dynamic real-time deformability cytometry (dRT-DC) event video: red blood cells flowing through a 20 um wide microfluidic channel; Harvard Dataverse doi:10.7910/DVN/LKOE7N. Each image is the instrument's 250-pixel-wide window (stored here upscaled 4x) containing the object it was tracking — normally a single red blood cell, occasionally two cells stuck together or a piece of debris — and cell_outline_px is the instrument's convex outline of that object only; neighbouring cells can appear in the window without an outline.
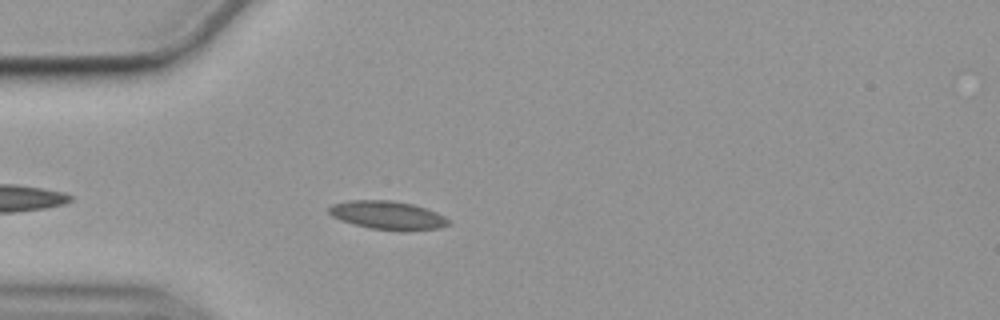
{"species": "common noctule bat (a hibernating species)", "species_latin": "Nyctalus noctula", "temperature_condition": "cold", "stored_images_in_passage": 40, "camera_frame_rate_fps": 3000, "um_per_image_px": 0.085, "animal": {"sex": "female", "body_mass_g": 19.9}, "frame": {"image": 1, "passage_image": 6, "time_ms": 1.667, "image_size_px": [1000, 320], "cell_outline_px": [[448, 224], [440, 228], [372, 228], [340, 220], [332, 216], [328, 212], [328, 208], [332, 204], [348, 200], [392, 200], [412, 204], [436, 212], [444, 216], [448, 220]], "centroid_in_image_um": [32.86, 18.24], "position_along_channel_um": 52.1, "area_um2": 18.84}}
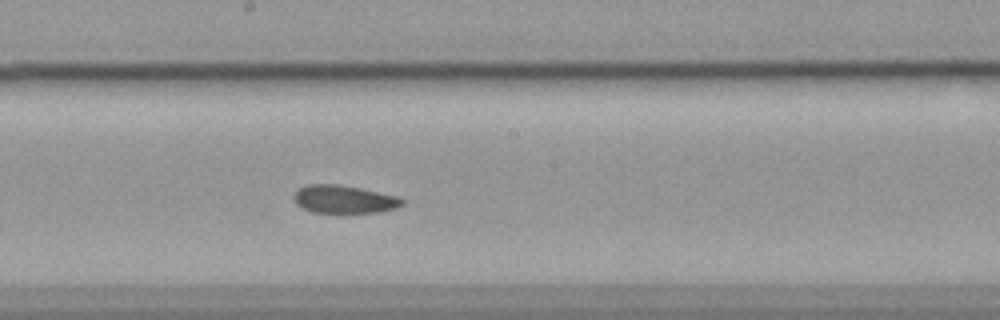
{"frame": {"image": 2, "passage_image": 21, "time_ms": 6.667, "image_size_px": [1000, 320], "cell_outline_px": [[404, 204], [396, 208], [380, 212], [312, 212], [296, 204], [292, 196], [300, 188], [308, 184], [336, 184], [360, 188], [396, 196], [404, 200]], "centroid_in_image_um": [29.24, 16.93], "position_along_channel_um": 219.0, "area_um2": 17.46}}
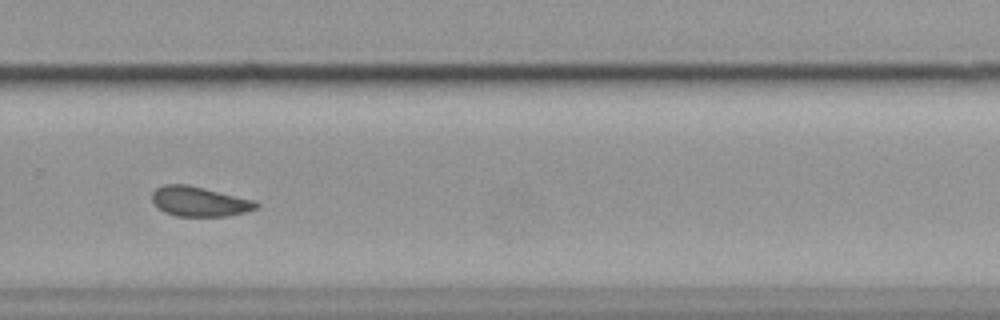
{"frame": {"image": 3, "passage_image": 29, "time_ms": 9.333, "image_size_px": [1000, 320], "cell_outline_px": [[260, 204], [256, 208], [248, 212], [228, 216], [176, 216], [164, 212], [152, 200], [152, 192], [156, 188], [164, 184], [188, 184], [256, 200]], "centroid_in_image_um": [16.99, 17.12], "position_along_channel_um": 312.8, "area_um2": 18.26}, "authors_computed_cell_mechanics": {"area_um2": 18.496, "velocity_mm_per_s": 3.5264, "shape_relaxation_time_tau1_ms": null, "shape_relaxation_time_tau2_ms": 5.8458, "deformation_change_tau1": null, "deformation_change_tau2": 0.1015}}